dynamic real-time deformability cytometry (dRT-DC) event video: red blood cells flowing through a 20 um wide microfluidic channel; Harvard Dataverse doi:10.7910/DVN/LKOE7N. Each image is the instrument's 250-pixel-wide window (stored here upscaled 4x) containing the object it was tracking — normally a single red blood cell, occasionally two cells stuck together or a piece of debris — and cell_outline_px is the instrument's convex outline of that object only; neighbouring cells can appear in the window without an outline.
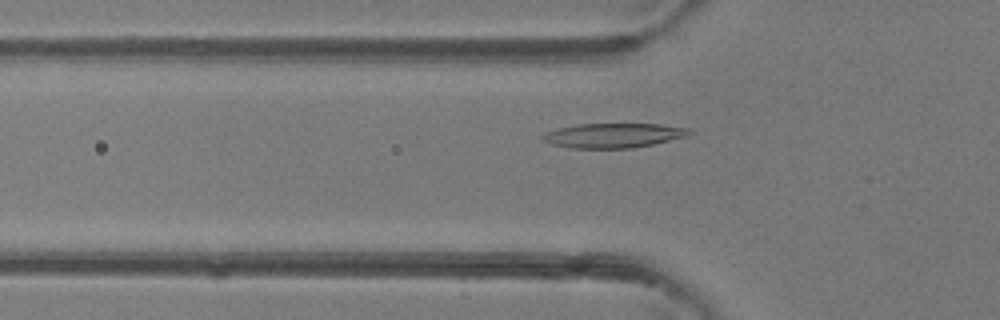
{"species": "common noctule bat (a hibernating species)", "species_latin": "Nyctalus noctula", "temperature_condition": "room temperature", "stored_images_in_passage": 47, "camera_frame_rate_fps": 3000, "um_per_image_px": 0.085, "animal": {"sex": "female"}, "frame": {"image": 1, "passage_image": 15, "time_ms": 4.667, "image_size_px": [1000, 320], "cell_outline_px": [[692, 132], [684, 136], [652, 144], [632, 148], [572, 148], [552, 144], [540, 140], [540, 136], [544, 132], [576, 124], [660, 124], [688, 128]], "centroid_in_image_um": [52.05, 11.51], "position_along_channel_um": 73.7, "area_um2": 20.81}}
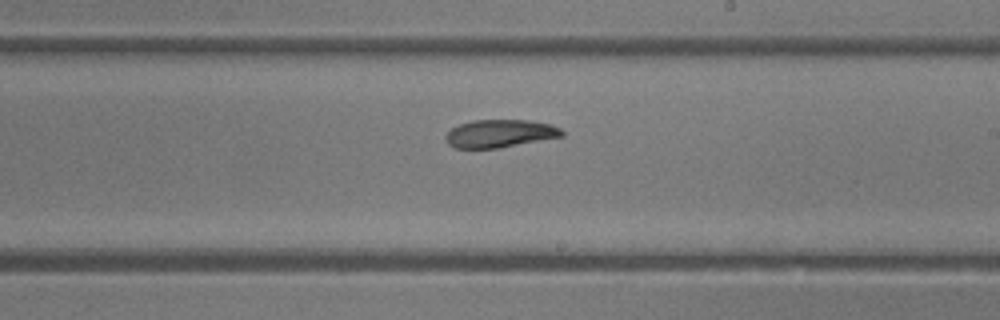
{"frame": {"image": 2, "passage_image": 27, "time_ms": 8.667, "image_size_px": [1000, 320], "cell_outline_px": [[564, 136], [500, 148], [456, 148], [448, 144], [444, 136], [452, 128], [460, 124], [472, 120], [528, 120], [552, 124], [560, 128], [564, 132]], "centroid_in_image_um": [42.51, 11.35], "position_along_channel_um": 246.5, "area_um2": 18.96}}
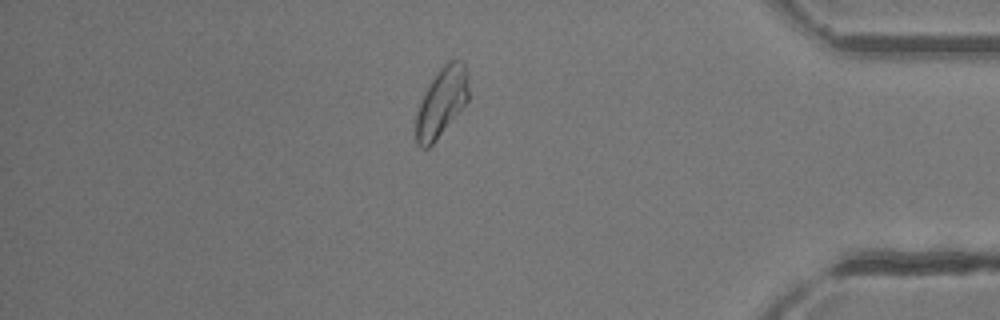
{"frame": {"image": 3, "passage_image": 40, "time_ms": 13.0, "image_size_px": [1000, 320], "cell_outline_px": [[468, 100], [436, 140], [428, 148], [420, 148], [416, 144], [416, 112], [420, 100], [424, 92], [440, 68], [448, 60], [460, 60], [464, 64], [468, 72]], "centroid_in_image_um": [37.52, 8.68], "position_along_channel_um": 397.7, "area_um2": 21.1}, "authors_computed_cell_mechanics": {"area_um2": 20.6924, "velocity_mm_per_s": 4.3044, "shape_relaxation_time_tau1_ms": 3.7457, "shape_relaxation_time_tau2_ms": null, "deformation_change_tau1": 0.1354, "deformation_change_tau2": null}}